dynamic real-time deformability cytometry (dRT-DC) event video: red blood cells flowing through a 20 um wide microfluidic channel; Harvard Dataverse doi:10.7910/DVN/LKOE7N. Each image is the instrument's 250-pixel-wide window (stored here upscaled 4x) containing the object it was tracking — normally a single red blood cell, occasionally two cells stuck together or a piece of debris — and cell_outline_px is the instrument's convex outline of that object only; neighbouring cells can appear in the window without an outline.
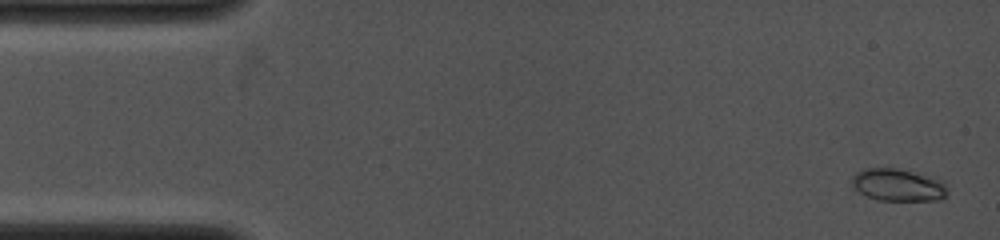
{"species": "common noctule bat (a hibernating species)", "species_latin": "Nyctalus noctula", "temperature_condition": "cold", "stored_images_in_passage": 33, "camera_frame_rate_fps": 4000, "um_per_image_px": 0.085, "animal": {"sex": "female", "body_mass_g": 19.0, "forearm_length_mm": 53.3}, "frame": {"image": 1, "passage_image": 1, "time_ms": 0.0, "image_size_px": [1000, 240], "cell_outline_px": [[948, 192], [940, 200], [876, 200], [860, 192], [852, 184], [852, 176], [856, 172], [864, 168], [896, 168], [936, 176], [944, 180]], "centroid_in_image_um": [76.39, 15.7], "position_along_channel_um": 8.6, "area_um2": 18.26}}
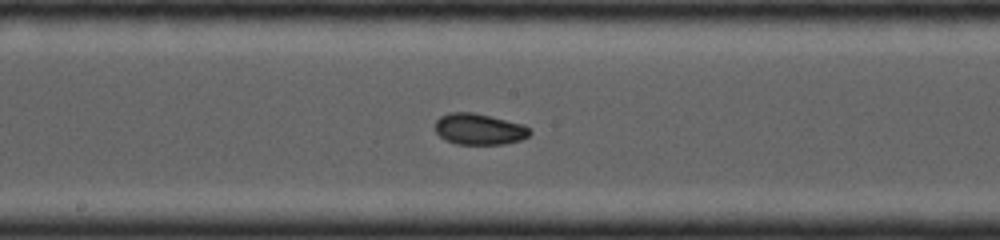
{"frame": {"image": 2, "passage_image": 18, "time_ms": 7.25, "image_size_px": [1000, 240], "cell_outline_px": [[532, 132], [528, 136], [520, 140], [504, 144], [456, 144], [444, 140], [436, 132], [436, 120], [440, 116], [448, 112], [472, 112], [524, 124]], "centroid_in_image_um": [40.71, 10.98], "position_along_channel_um": 207.5, "area_um2": 17.22}}
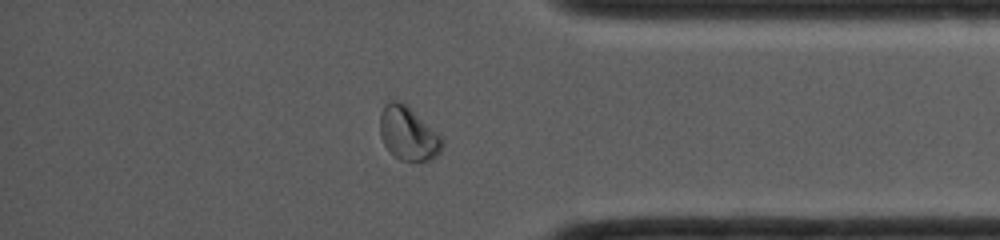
{"frame": {"image": 3, "passage_image": 29, "time_ms": 11.75, "image_size_px": [1000, 240], "cell_outline_px": [[444, 148], [432, 160], [416, 164], [412, 164], [400, 160], [384, 144], [380, 136], [380, 112], [384, 104], [392, 100], [400, 100], [436, 132], [444, 140]], "centroid_in_image_um": [34.7, 11.41], "position_along_channel_um": 400.5, "area_um2": 19.65}}